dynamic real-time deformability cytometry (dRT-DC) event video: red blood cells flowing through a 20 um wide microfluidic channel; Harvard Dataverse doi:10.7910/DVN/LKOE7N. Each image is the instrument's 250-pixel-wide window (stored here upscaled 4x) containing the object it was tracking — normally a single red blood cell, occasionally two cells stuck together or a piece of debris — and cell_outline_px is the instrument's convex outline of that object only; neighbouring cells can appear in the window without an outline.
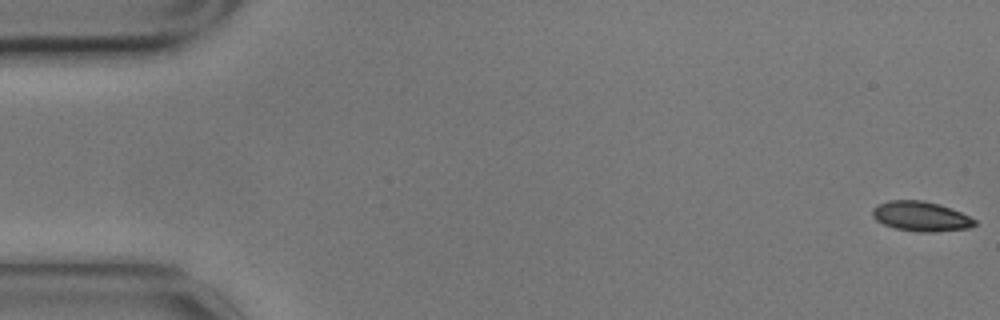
{"species": "common noctule bat (a hibernating species)", "species_latin": "Nyctalus noctula", "temperature_condition": "cold", "stored_images_in_passage": 57, "camera_frame_rate_fps": 3000, "um_per_image_px": 0.085, "animal": {"sex": "male", "body_mass_g": 17.9}, "frame": {"image": 1, "passage_image": 1, "time_ms": 0.0, "image_size_px": [1000, 320], "cell_outline_px": [[976, 224], [968, 228], [936, 232], [920, 232], [896, 228], [884, 224], [876, 220], [872, 216], [872, 208], [888, 200], [920, 200], [940, 204], [960, 212], [976, 220]], "centroid_in_image_um": [78.26, 18.39], "position_along_channel_um": 6.7, "area_um2": 17.63}}
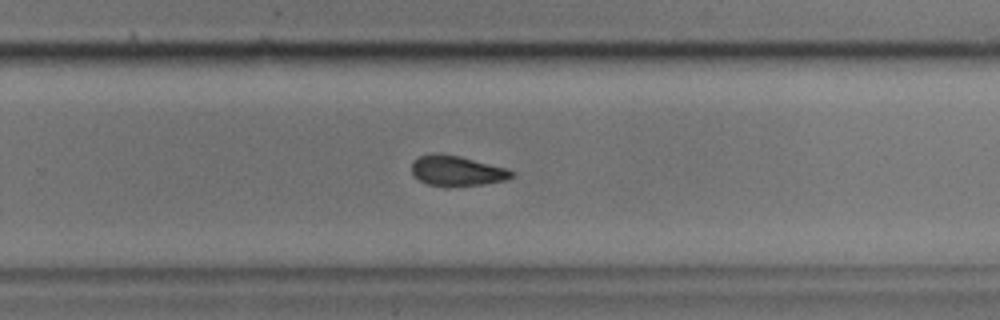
{"frame": {"image": 2, "passage_image": 37, "time_ms": 12.0, "image_size_px": [1000, 320], "cell_outline_px": [[516, 176], [504, 180], [484, 184], [452, 188], [428, 184], [420, 180], [412, 172], [412, 164], [420, 156], [432, 152], [460, 156], [508, 168], [516, 172]], "centroid_in_image_um": [38.89, 14.53], "position_along_channel_um": 290.9, "area_um2": 17.92}}
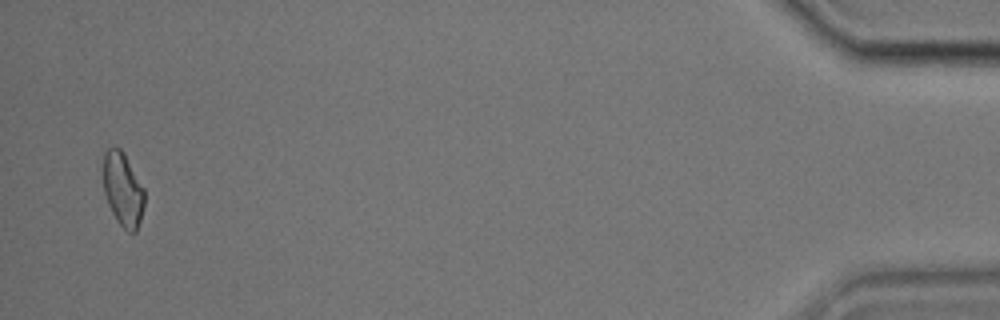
{"frame": {"image": 3, "passage_image": 56, "time_ms": 18.333, "image_size_px": [1000, 320], "cell_outline_px": [[144, 204], [140, 220], [136, 232], [128, 232], [116, 220], [108, 204], [104, 192], [104, 152], [108, 148], [116, 144], [124, 152], [144, 188]], "centroid_in_image_um": [10.45, 16.07], "position_along_channel_um": 424.8, "area_um2": 17.74}, "authors_computed_cell_mechanics": {"area_um2": 18.0336, "velocity_mm_per_s": 3.4672, "shape_relaxation_time_tau1_ms": 3.1981, "shape_relaxation_time_tau2_ms": 3.7545, "deformation_change_tau1": 0.0782, "deformation_change_tau2": 0.0807}}